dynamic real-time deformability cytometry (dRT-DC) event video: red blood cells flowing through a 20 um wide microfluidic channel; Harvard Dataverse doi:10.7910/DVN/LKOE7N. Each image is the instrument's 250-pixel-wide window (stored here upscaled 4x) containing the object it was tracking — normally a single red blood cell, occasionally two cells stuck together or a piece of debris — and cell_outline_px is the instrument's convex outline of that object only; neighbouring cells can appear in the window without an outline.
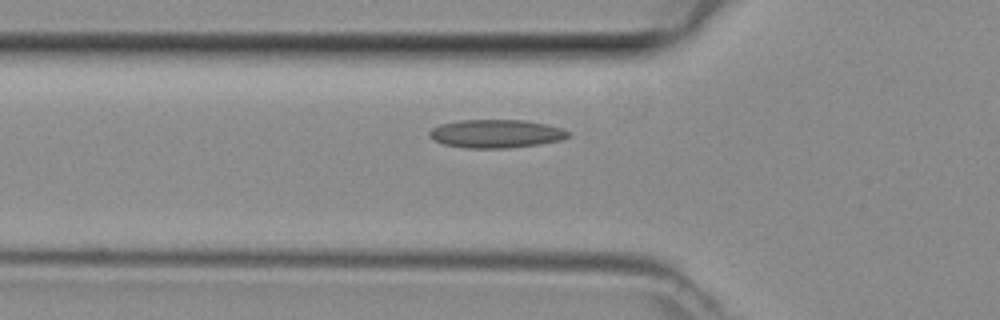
{"species": "common noctule bat (a hibernating species)", "species_latin": "Nyctalus noctula", "temperature_condition": "room temperature", "stored_images_in_passage": 28, "camera_frame_rate_fps": 3000, "um_per_image_px": 0.085, "animal": {"sex": "female", "body_mass_g": 29.2, "forearm_length_mm": 56.3}, "frame": {"image": 1, "passage_image": 2, "time_ms": 0.333, "image_size_px": [1000, 320], "cell_outline_px": [[568, 136], [560, 140], [536, 144], [504, 148], [464, 148], [444, 144], [428, 136], [428, 132], [432, 128], [440, 124], [460, 120], [524, 120], [564, 128], [568, 132]], "centroid_in_image_um": [42.12, 11.36], "position_along_channel_um": 83.7, "area_um2": 22.66}}
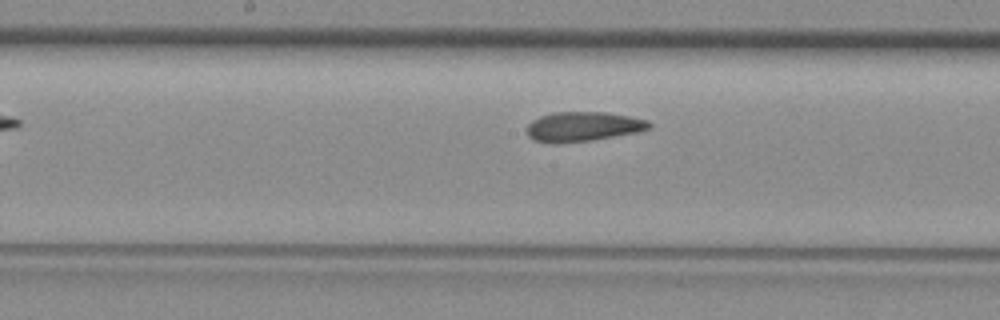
{"frame": {"image": 2, "passage_image": 10, "time_ms": 3.0, "image_size_px": [1000, 320], "cell_outline_px": [[652, 128], [636, 132], [592, 140], [532, 140], [528, 136], [528, 124], [532, 120], [540, 116], [552, 112], [604, 112], [628, 116], [648, 120], [652, 124]], "centroid_in_image_um": [49.62, 10.71], "position_along_channel_um": 198.6, "area_um2": 20.29}}
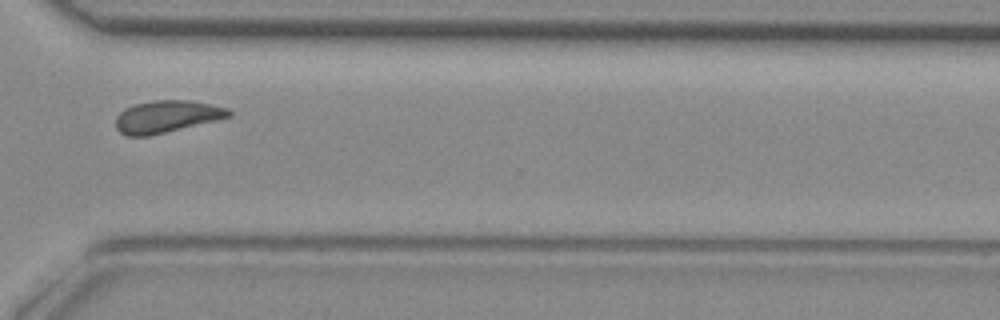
{"frame": {"image": 3, "passage_image": 21, "time_ms": 6.667, "image_size_px": [1000, 320], "cell_outline_px": [[232, 116], [216, 120], [148, 136], [128, 136], [120, 132], [116, 128], [116, 116], [124, 108], [132, 104], [152, 100], [192, 100], [228, 108], [232, 112]], "centroid_in_image_um": [14.15, 9.89], "position_along_channel_um": 356.5, "area_um2": 21.21}}